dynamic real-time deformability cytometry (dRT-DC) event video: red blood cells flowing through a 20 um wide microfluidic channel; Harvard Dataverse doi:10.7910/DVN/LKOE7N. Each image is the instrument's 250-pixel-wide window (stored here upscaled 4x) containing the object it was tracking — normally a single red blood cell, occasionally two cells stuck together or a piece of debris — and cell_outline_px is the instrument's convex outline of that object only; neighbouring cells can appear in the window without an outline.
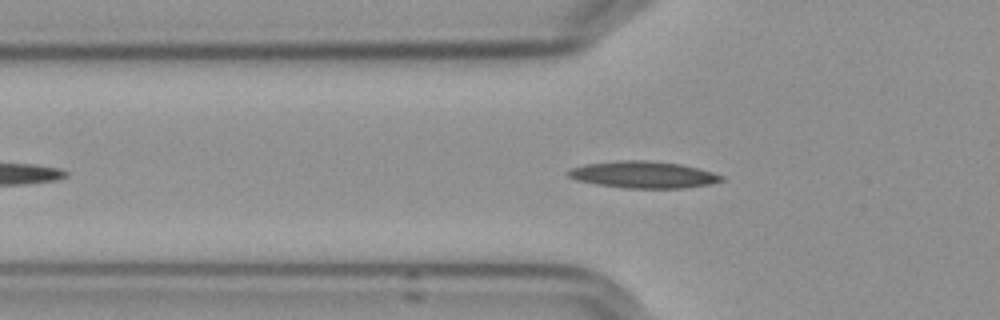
{"species": "Egyptian fruit bat (a non-hibernating species)", "species_latin": "Rousettus aegyptiacus", "temperature_condition": "cold", "stored_images_in_passage": 44, "camera_frame_rate_fps": 3000, "um_per_image_px": 0.085, "frame": {"image": 1, "passage_image": 10, "time_ms": 3.0, "image_size_px": [1000, 320], "cell_outline_px": [[724, 180], [708, 184], [684, 188], [624, 188], [596, 184], [576, 180], [568, 176], [564, 172], [568, 168], [584, 164], [616, 160], [644, 160], [680, 164], [712, 172], [724, 176]], "centroid_in_image_um": [54.6, 14.84], "position_along_channel_um": 71.2, "area_um2": 24.04}}
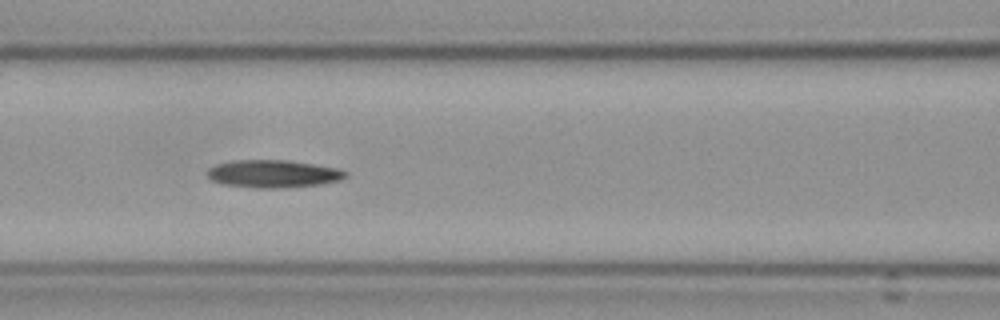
{"frame": {"image": 2, "passage_image": 16, "time_ms": 5.0, "image_size_px": [1000, 320], "cell_outline_px": [[348, 176], [340, 180], [320, 184], [280, 188], [256, 188], [224, 184], [212, 180], [208, 176], [208, 168], [216, 164], [232, 160], [288, 160], [340, 168], [348, 172]], "centroid_in_image_um": [23.25, 14.76], "position_along_channel_um": 143.3, "area_um2": 22.37}}
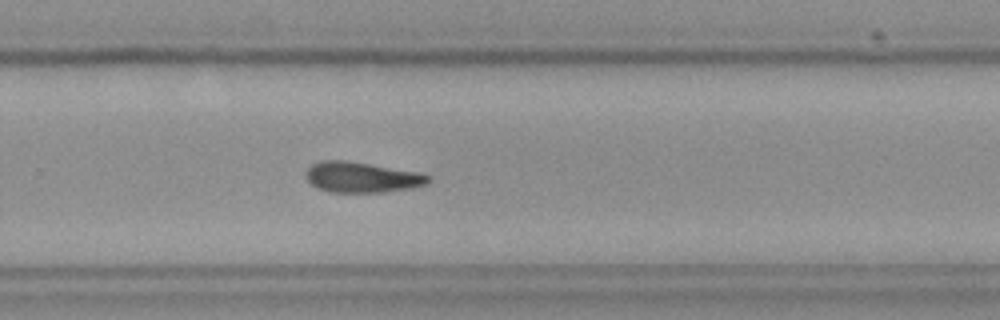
{"frame": {"image": 3, "passage_image": 29, "time_ms": 9.333, "image_size_px": [1000, 320], "cell_outline_px": [[432, 180], [428, 184], [412, 188], [380, 192], [328, 192], [316, 188], [308, 180], [308, 168], [312, 164], [320, 160], [344, 160], [420, 172], [432, 176]], "centroid_in_image_um": [30.81, 15.07], "position_along_channel_um": 299.0, "area_um2": 21.79}, "authors_computed_cell_mechanics": {"area_um2": 21.9929, "velocity_mm_per_s": 3.5981, "shape_relaxation_time_tau1_ms": 6.7871, "shape_relaxation_time_tau2_ms": 7.1579, "deformation_change_tau1": 0.1854, "deformation_change_tau2": 0.1642}}